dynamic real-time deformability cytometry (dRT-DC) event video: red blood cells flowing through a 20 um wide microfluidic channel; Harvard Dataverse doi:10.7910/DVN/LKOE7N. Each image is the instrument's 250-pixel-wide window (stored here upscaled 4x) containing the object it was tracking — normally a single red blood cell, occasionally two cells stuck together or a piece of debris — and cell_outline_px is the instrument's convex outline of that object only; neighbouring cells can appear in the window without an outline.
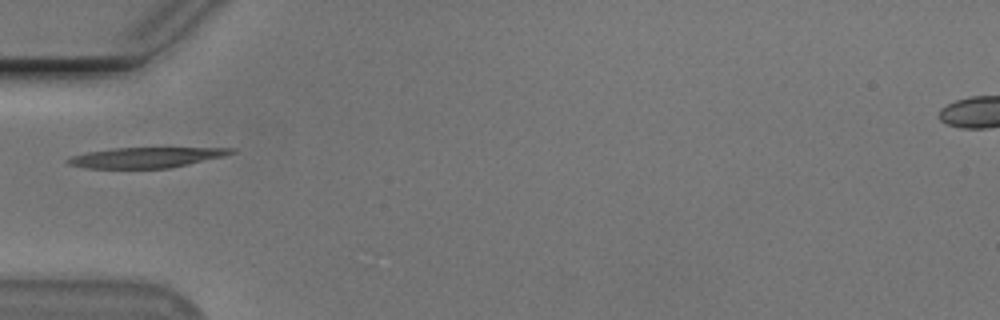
{"species": "Egyptian fruit bat (a non-hibernating species)", "species_latin": "Rousettus aegyptiacus", "temperature_condition": "cold", "stored_images_in_passage": 37, "camera_frame_rate_fps": 3000, "um_per_image_px": 0.085, "animal": {"sex": "male"}, "frame": {"image": 1, "passage_image": 1, "time_ms": 0.0, "image_size_px": [1000, 320], "cell_outline_px": [[236, 152], [224, 156], [172, 168], [88, 168], [68, 164], [64, 160], [72, 156], [88, 152], [112, 148], [236, 148]], "centroid_in_image_um": [12.43, 13.39], "position_along_channel_um": 72.6, "area_um2": 19.31}}
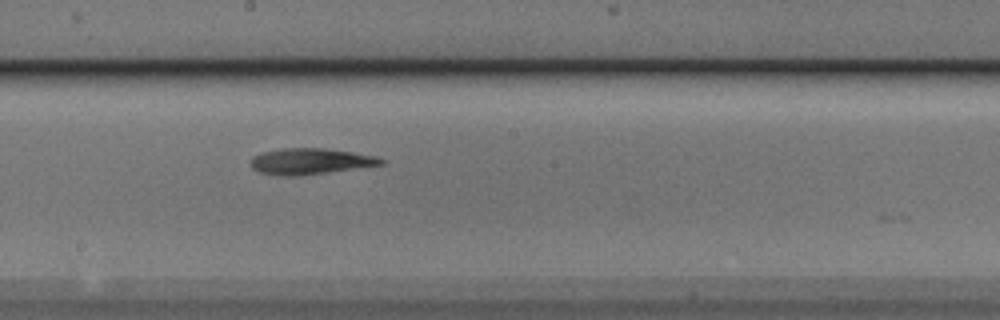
{"frame": {"image": 2, "passage_image": 13, "time_ms": 4.0, "image_size_px": [1000, 320], "cell_outline_px": [[388, 160], [384, 164], [296, 176], [280, 176], [260, 172], [252, 168], [252, 156], [260, 152], [280, 148], [324, 148], [352, 152], [376, 156]], "centroid_in_image_um": [26.36, 13.7], "position_along_channel_um": 221.8, "area_um2": 19.71}}
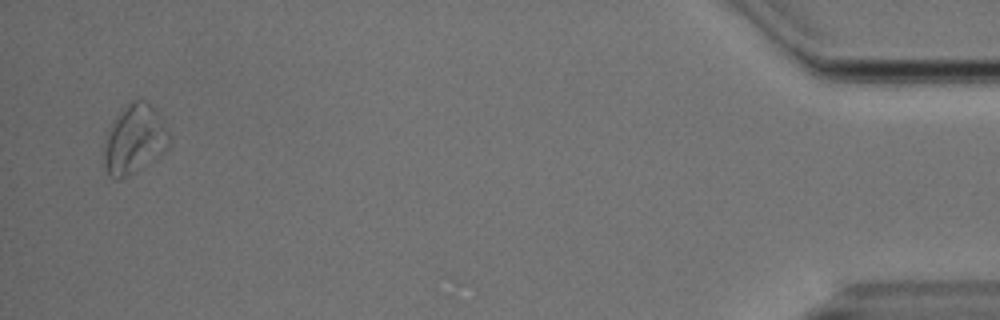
{"frame": {"image": 3, "passage_image": 36, "time_ms": 11.667, "image_size_px": [1000, 320], "cell_outline_px": [[172, 144], [168, 148], [120, 180], [116, 180], [108, 176], [104, 164], [104, 140], [112, 120], [132, 100], [144, 100], [156, 108], [168, 128], [172, 136]], "centroid_in_image_um": [11.44, 11.81], "position_along_channel_um": 423.8, "area_um2": 26.36}, "authors_computed_cell_mechanics": {"area_um2": 19.7098, "velocity_mm_per_s": 3.7285, "shape_relaxation_time_tau1_ms": 4.5679, "shape_relaxation_time_tau2_ms": 4.6765, "deformation_change_tau1": 0.1927, "deformation_change_tau2": 0.1518}}